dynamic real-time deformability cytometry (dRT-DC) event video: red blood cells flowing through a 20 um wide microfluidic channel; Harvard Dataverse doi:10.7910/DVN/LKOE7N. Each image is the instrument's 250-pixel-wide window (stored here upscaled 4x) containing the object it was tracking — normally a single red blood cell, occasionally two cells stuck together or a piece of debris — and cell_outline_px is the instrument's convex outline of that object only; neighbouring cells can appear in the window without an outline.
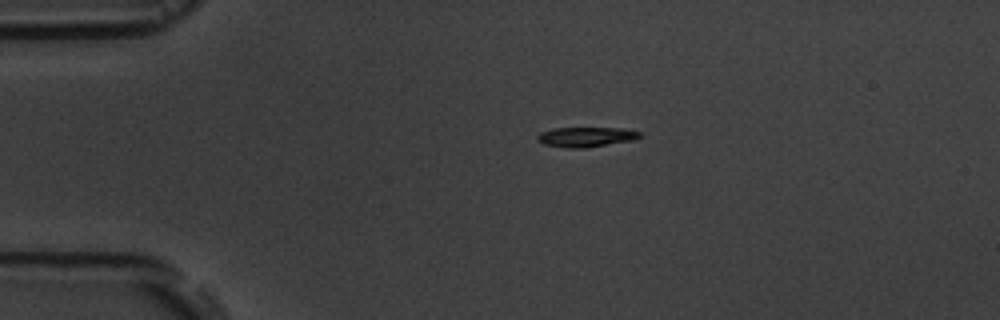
{"species": "common noctule bat (a hibernating species)", "species_latin": "Nyctalus noctula", "temperature_condition": "room temperature", "stored_images_in_passage": 3, "segment_of_instrument_passage": [1, 2], "camera_frame_rate_fps": 3000, "um_per_image_px": 0.085, "animal": {"sex": "male", "body_mass_g": 19.5, "forearm_length_mm": 54.6}, "frame": {"image": 1, "passage_image": 1, "time_ms": 0.0, "image_size_px": [1000, 320], "cell_outline_px": [[640, 136], [632, 140], [584, 148], [568, 148], [544, 144], [536, 140], [536, 136], [540, 132], [552, 128], [624, 128], [640, 132]], "centroid_in_image_um": [49.75, 11.63], "position_along_channel_um": 35.2, "area_um2": 11.79}}